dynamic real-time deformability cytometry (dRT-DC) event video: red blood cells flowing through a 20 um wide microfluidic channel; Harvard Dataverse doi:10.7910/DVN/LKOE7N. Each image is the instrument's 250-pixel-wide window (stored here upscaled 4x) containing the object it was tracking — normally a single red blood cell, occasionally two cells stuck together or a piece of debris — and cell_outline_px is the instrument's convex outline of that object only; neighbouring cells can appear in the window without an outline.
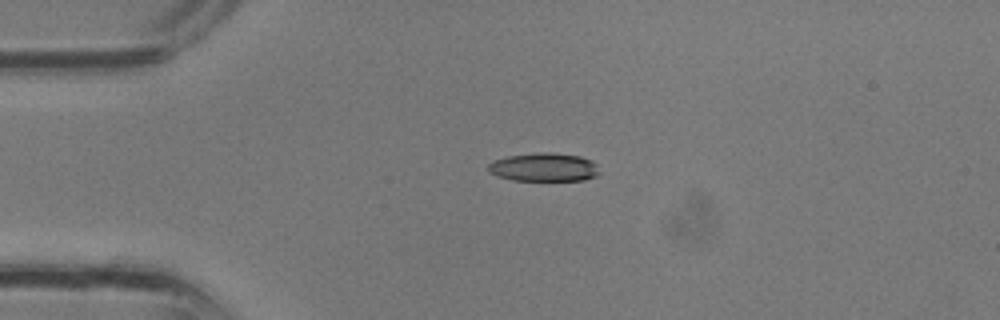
{"species": "common noctule bat (a hibernating species)", "species_latin": "Nyctalus noctula", "temperature_condition": "room temperature", "stored_images_in_passage": 31, "camera_frame_rate_fps": 3000, "um_per_image_px": 0.085, "animal": {"sex": "male", "body_mass_g": 13.3}, "frame": {"image": 1, "passage_image": 5, "time_ms": 1.333, "image_size_px": [1000, 320], "cell_outline_px": [[600, 172], [596, 176], [584, 180], [512, 180], [496, 176], [488, 172], [488, 164], [492, 160], [508, 156], [540, 152], [548, 152], [580, 156], [592, 160], [596, 164]], "centroid_in_image_um": [46.22, 14.21], "position_along_channel_um": 38.8, "area_um2": 18.55}}
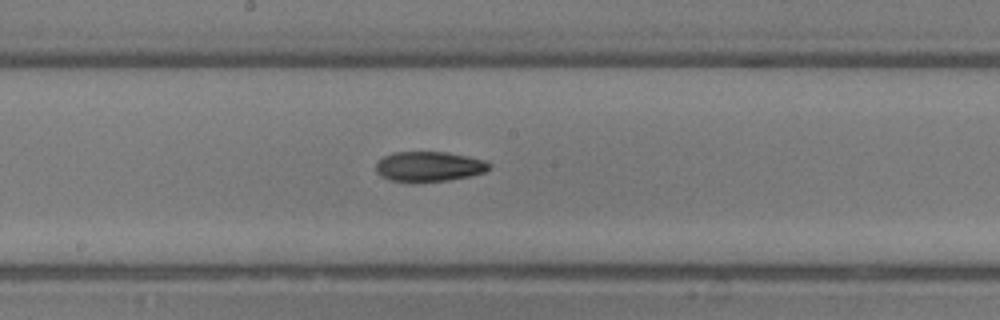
{"frame": {"image": 2, "passage_image": 15, "time_ms": 4.667, "image_size_px": [1000, 320], "cell_outline_px": [[492, 164], [484, 172], [468, 176], [448, 180], [412, 184], [388, 180], [380, 176], [376, 172], [376, 164], [384, 156], [392, 152], [448, 152], [468, 156], [484, 160]], "centroid_in_image_um": [36.41, 14.18], "position_along_channel_um": 211.8, "area_um2": 20.23}}
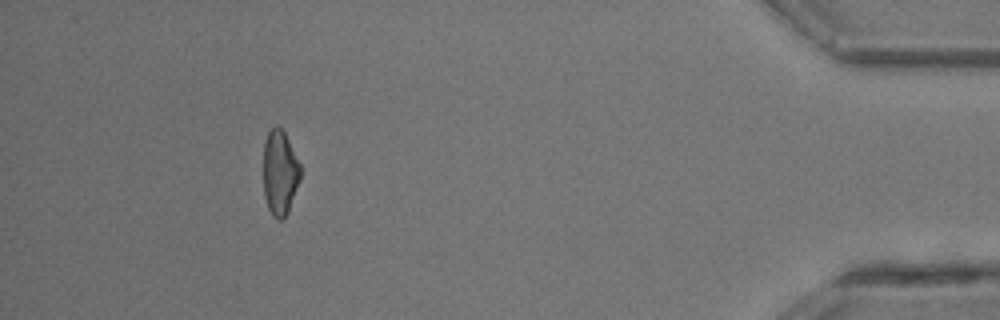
{"frame": {"image": 3, "passage_image": 28, "time_ms": 9.0, "image_size_px": [1000, 320], "cell_outline_px": [[300, 180], [288, 212], [284, 220], [276, 220], [272, 216], [268, 208], [264, 196], [264, 140], [268, 132], [276, 124], [284, 132], [300, 164]], "centroid_in_image_um": [23.78, 14.72], "position_along_channel_um": 411.4, "area_um2": 18.38}}